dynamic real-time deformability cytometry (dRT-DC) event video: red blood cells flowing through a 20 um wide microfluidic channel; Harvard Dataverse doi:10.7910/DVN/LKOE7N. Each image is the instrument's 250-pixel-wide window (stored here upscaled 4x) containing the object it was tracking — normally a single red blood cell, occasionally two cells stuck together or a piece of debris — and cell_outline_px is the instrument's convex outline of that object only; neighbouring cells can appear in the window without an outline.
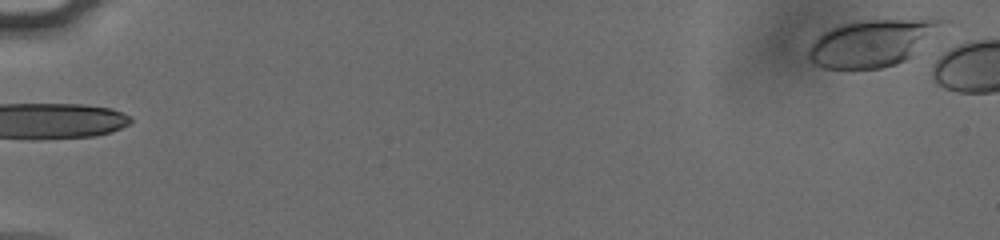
{"species": "human", "species_latin": "Homo sapiens", "temperature_condition": "cold", "stored_images_in_passage": 6, "camera_frame_rate_fps": 3000, "um_per_image_px": 0.085, "donor": {"sex": "male"}, "frame": {"image": 1, "passage_image": 1, "time_ms": 0.0, "image_size_px": [1000, 240], "cell_outline_px": [[948, 20], [912, 56], [896, 64], [880, 68], [824, 68], [816, 64], [808, 56], [808, 48], [812, 40], [816, 36], [840, 24], [868, 20]], "centroid_in_image_um": [74.05, 3.66], "position_along_channel_um": 10.9, "area_um2": 35.66}}